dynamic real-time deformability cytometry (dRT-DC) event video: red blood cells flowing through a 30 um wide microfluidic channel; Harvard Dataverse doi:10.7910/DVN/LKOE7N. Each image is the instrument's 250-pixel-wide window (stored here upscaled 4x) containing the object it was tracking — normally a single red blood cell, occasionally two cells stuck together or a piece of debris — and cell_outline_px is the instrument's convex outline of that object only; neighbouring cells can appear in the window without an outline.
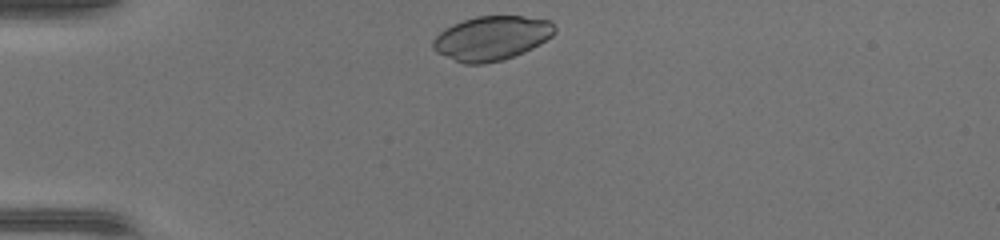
{"species": "common noctule bat (a hibernating species)", "species_latin": "Nyctalus noctula", "temperature_condition": "warm", "stored_images_in_passage": 29, "camera_frame_rate_fps": 3000, "um_per_image_px": 0.085, "animal": {"sex": "female", "body_mass_g": 17.0, "forearm_length_mm": 48.0}, "frame": {"image": 1, "passage_image": 1, "time_ms": 0.0, "image_size_px": [1000, 240], "cell_outline_px": [[556, 32], [552, 36], [540, 44], [524, 52], [500, 60], [484, 64], [464, 64], [436, 52], [432, 48], [432, 40], [444, 28], [452, 24], [476, 16], [524, 16], [552, 20], [556, 28]], "centroid_in_image_um": [41.8, 3.23], "position_along_channel_um": 43.2, "area_um2": 31.5}}
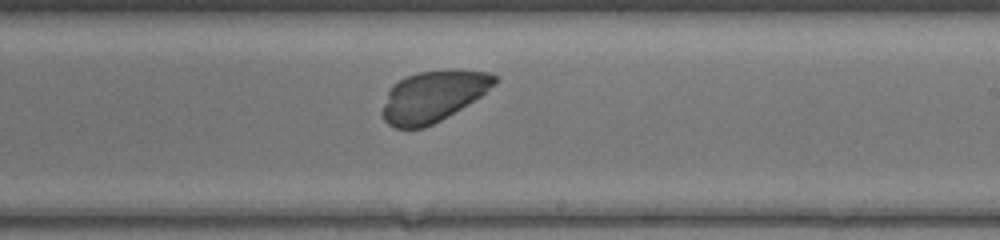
{"frame": {"image": 2, "passage_image": 18, "time_ms": 5.667, "image_size_px": [1000, 240], "cell_outline_px": [[496, 84], [480, 96], [440, 120], [424, 128], [396, 128], [388, 124], [384, 120], [380, 112], [388, 92], [392, 84], [416, 72], [488, 72], [496, 76]], "centroid_in_image_um": [36.74, 8.23], "position_along_channel_um": 252.3, "area_um2": 32.31}}
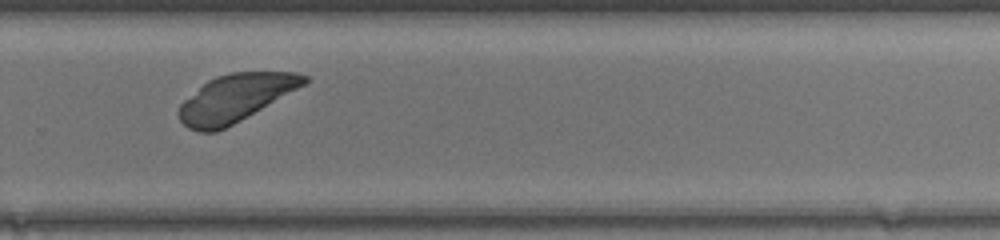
{"frame": {"image": 3, "passage_image": 22, "time_ms": 7.0, "image_size_px": [1000, 240], "cell_outline_px": [[308, 80], [304, 84], [232, 124], [216, 132], [200, 132], [188, 128], [180, 120], [176, 112], [180, 104], [184, 100], [208, 80], [216, 76], [232, 72], [296, 72], [308, 76]], "centroid_in_image_um": [19.94, 8.33], "position_along_channel_um": 309.9, "area_um2": 33.87}}